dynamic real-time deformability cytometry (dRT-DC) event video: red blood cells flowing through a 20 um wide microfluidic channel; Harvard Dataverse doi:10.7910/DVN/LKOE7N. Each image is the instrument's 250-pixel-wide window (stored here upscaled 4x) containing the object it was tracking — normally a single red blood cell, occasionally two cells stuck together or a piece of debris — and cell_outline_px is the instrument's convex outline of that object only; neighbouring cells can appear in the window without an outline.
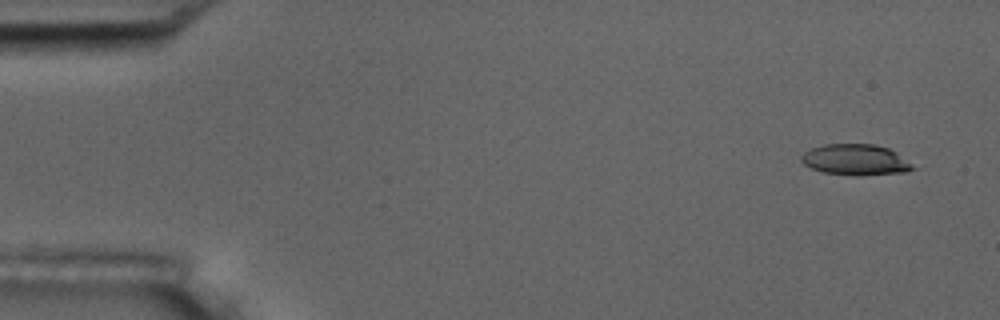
{"species": "common noctule bat (a hibernating species)", "species_latin": "Nyctalus noctula", "temperature_condition": "room temperature", "stored_images_in_passage": 6, "camera_frame_rate_fps": 3000, "um_per_image_px": 0.085, "animal": {"sex": "male", "body_mass_g": 17.5, "forearm_length_mm": 52.3}, "frame": {"image": 1, "passage_image": 1, "time_ms": 0.0, "image_size_px": [1000, 320], "cell_outline_px": [[916, 168], [908, 172], [860, 176], [856, 176], [824, 172], [812, 168], [804, 164], [800, 160], [800, 156], [804, 152], [812, 148], [824, 144], [876, 144], [888, 148], [896, 152]], "centroid_in_image_um": [72.72, 13.58], "position_along_channel_um": 12.3, "area_um2": 20.17}}
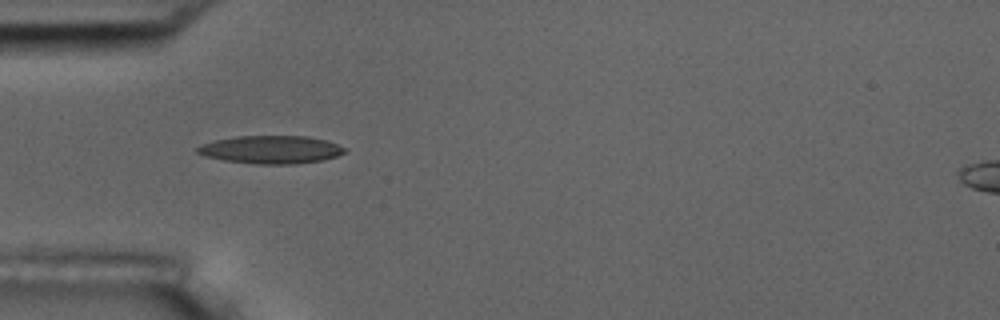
{"frame": {"image": 2, "passage_image": 5, "time_ms": 4.667, "image_size_px": [1000, 320], "cell_outline_px": [[348, 152], [324, 160], [296, 164], [260, 164], [224, 160], [204, 156], [196, 152], [196, 148], [200, 144], [212, 140], [236, 136], [308, 136], [324, 140], [348, 148]], "centroid_in_image_um": [23.03, 12.71], "position_along_channel_um": 62.0, "area_um2": 24.22}}